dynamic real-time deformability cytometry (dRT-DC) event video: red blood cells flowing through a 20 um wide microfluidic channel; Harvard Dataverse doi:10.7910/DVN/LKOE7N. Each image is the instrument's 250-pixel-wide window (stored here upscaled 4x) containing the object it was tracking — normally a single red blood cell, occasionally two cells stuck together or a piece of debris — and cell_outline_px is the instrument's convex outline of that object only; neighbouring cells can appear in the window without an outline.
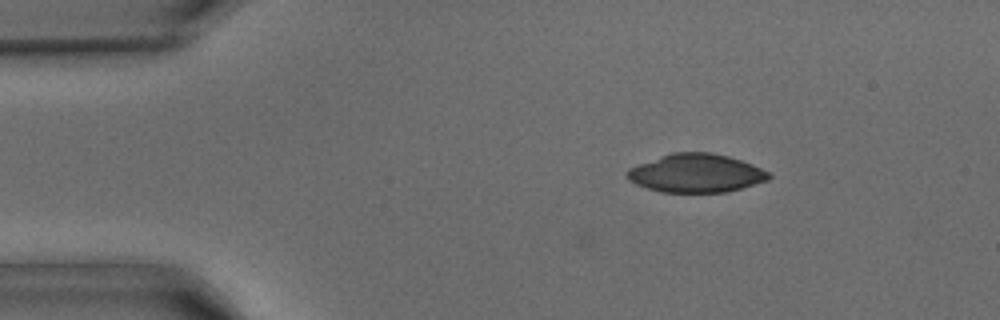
{"species": "common noctule bat (a hibernating species)", "species_latin": "Nyctalus noctula", "temperature_condition": "warm", "stored_images_in_passage": 3, "camera_frame_rate_fps": 3000, "um_per_image_px": 0.085, "animal": {"sex": "male", "body_mass_g": 15.6}, "frame": {"image": 1, "passage_image": 3, "time_ms": 0.667, "image_size_px": [1000, 320], "cell_outline_px": [[772, 176], [768, 180], [728, 192], [660, 192], [636, 184], [628, 180], [624, 172], [628, 168], [660, 156], [672, 152], [712, 152], [728, 156], [752, 164], [768, 172]], "centroid_in_image_um": [59.14, 14.72], "position_along_channel_um": 25.9, "area_um2": 31.79}}